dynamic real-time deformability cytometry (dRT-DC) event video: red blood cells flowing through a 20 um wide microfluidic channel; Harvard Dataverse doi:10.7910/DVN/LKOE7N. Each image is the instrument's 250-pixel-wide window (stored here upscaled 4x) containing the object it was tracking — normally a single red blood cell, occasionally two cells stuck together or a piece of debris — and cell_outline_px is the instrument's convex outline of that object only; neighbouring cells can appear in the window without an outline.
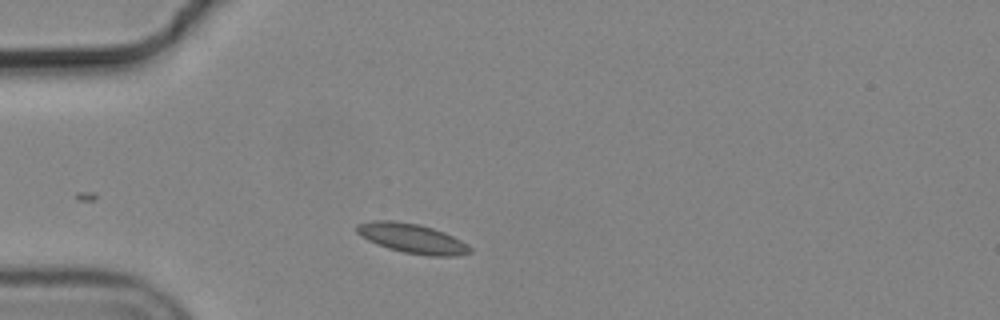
{"species": "common noctule bat (a hibernating species)", "species_latin": "Nyctalus noctula", "temperature_condition": "cold", "stored_images_in_passage": 4, "camera_frame_rate_fps": 3000, "um_per_image_px": 0.085, "animal": {"sex": "male", "body_mass_g": 19.2, "forearm_length_mm": 51.8}, "frame": {"image": 1, "passage_image": 1, "time_ms": 0.0, "image_size_px": [1000, 320], "cell_outline_px": [[472, 252], [452, 256], [428, 256], [404, 252], [388, 248], [376, 244], [360, 236], [356, 232], [356, 224], [372, 220], [392, 220], [420, 224], [444, 232], [468, 244], [472, 248]], "centroid_in_image_um": [35.01, 20.25], "position_along_channel_um": 50.0, "area_um2": 19.59}}
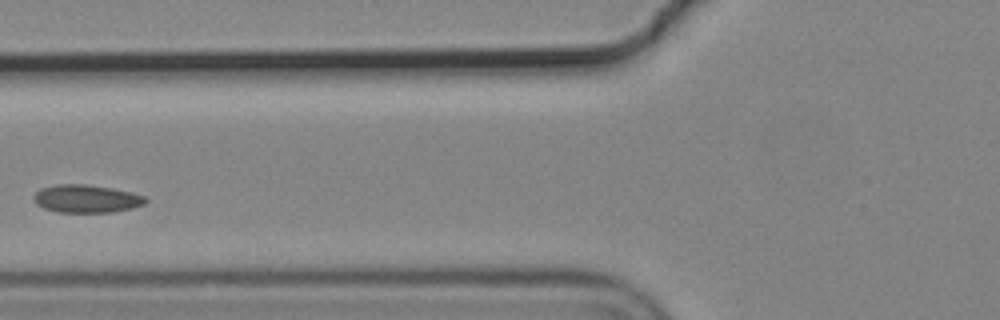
{"frame": {"image": 2, "passage_image": 3, "time_ms": 0.667, "image_size_px": [1000, 320], "cell_outline_px": [[148, 200], [144, 204], [132, 208], [112, 212], [56, 212], [44, 208], [36, 204], [32, 196], [40, 188], [56, 184], [84, 184], [112, 188], [132, 192], [144, 196]], "centroid_in_image_um": [7.32, 16.89], "position_along_channel_um": 118.5, "area_um2": 18.26}}
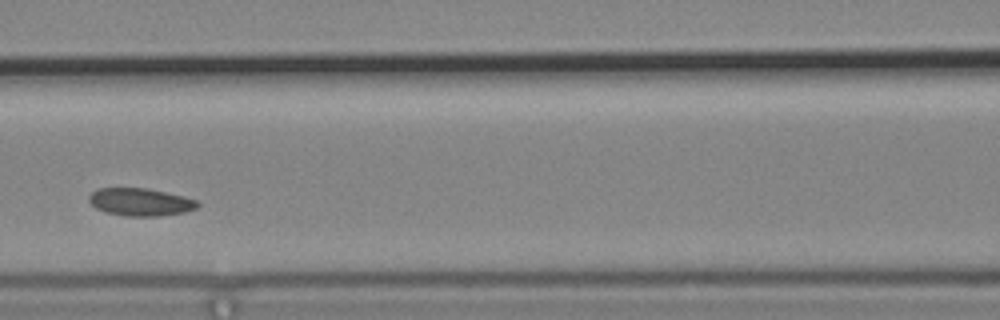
{"frame": {"image": 3, "passage_image": 4, "time_ms": 1.0, "image_size_px": [1000, 320], "cell_outline_px": [[200, 204], [196, 208], [184, 212], [156, 216], [124, 216], [104, 212], [96, 208], [88, 200], [88, 196], [96, 188], [144, 188], [184, 196], [196, 200]], "centroid_in_image_um": [11.89, 17.17], "position_along_channel_um": 154.7, "area_um2": 17.46}}